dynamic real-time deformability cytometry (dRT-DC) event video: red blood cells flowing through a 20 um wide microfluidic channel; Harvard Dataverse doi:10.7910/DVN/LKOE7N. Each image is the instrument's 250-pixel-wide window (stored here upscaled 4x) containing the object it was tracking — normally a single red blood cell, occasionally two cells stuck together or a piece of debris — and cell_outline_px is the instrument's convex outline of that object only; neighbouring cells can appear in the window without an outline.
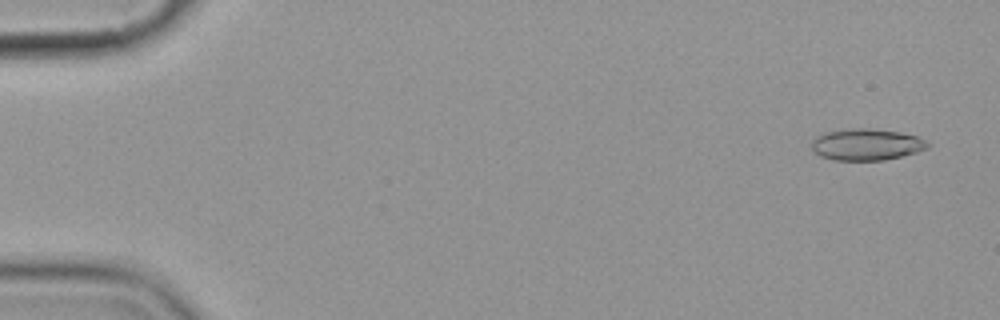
{"species": "common noctule bat (a hibernating species)", "species_latin": "Nyctalus noctula", "temperature_condition": "cold", "stored_images_in_passage": 6, "camera_frame_rate_fps": 3000, "um_per_image_px": 0.085, "animal": {"sex": "female", "body_mass_g": 19.9}, "frame": {"image": 1, "passage_image": 1, "time_ms": 0.0, "image_size_px": [1000, 320], "cell_outline_px": [[928, 148], [916, 152], [884, 160], [832, 160], [820, 156], [812, 148], [812, 140], [816, 136], [824, 132], [852, 128], [868, 128], [900, 132], [920, 136], [928, 144]], "centroid_in_image_um": [73.64, 12.27], "position_along_channel_um": 11.4, "area_um2": 21.33}}